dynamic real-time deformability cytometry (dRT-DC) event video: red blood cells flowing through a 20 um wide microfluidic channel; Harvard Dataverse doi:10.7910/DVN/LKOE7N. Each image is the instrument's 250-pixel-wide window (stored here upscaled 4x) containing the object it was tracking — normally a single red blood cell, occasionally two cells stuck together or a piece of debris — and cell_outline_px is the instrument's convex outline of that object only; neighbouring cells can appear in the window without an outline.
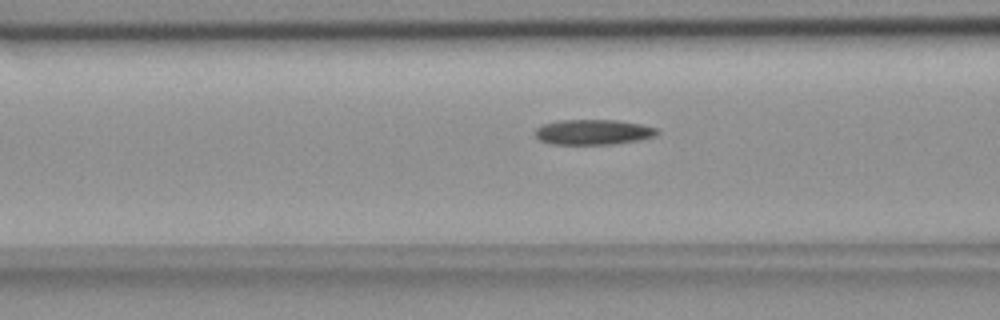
{"species": "common noctule bat (a hibernating species)", "species_latin": "Nyctalus noctula", "temperature_condition": "room temperature", "stored_images_in_passage": 55, "camera_frame_rate_fps": 3000, "um_per_image_px": 0.085, "animal": {"sex": "female", "body_mass_g": 18.4}, "frame": {"image": 1, "passage_image": 22, "time_ms": 7.0, "image_size_px": [1000, 320], "cell_outline_px": [[660, 132], [656, 136], [640, 140], [612, 144], [552, 144], [540, 140], [532, 132], [536, 128], [544, 124], [556, 120], [616, 120], [644, 124], [660, 128]], "centroid_in_image_um": [50.47, 11.22], "position_along_channel_um": 116.1, "area_um2": 18.26}}
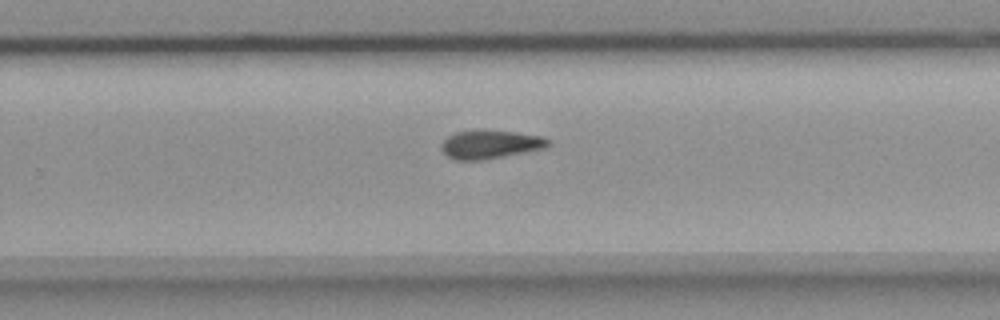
{"frame": {"image": 2, "passage_image": 36, "time_ms": 11.667, "image_size_px": [1000, 320], "cell_outline_px": [[552, 144], [548, 148], [488, 160], [456, 160], [448, 156], [440, 148], [440, 144], [448, 136], [456, 132], [512, 132], [544, 136], [552, 140]], "centroid_in_image_um": [41.77, 12.32], "position_along_channel_um": 288.0, "area_um2": 17.69}}
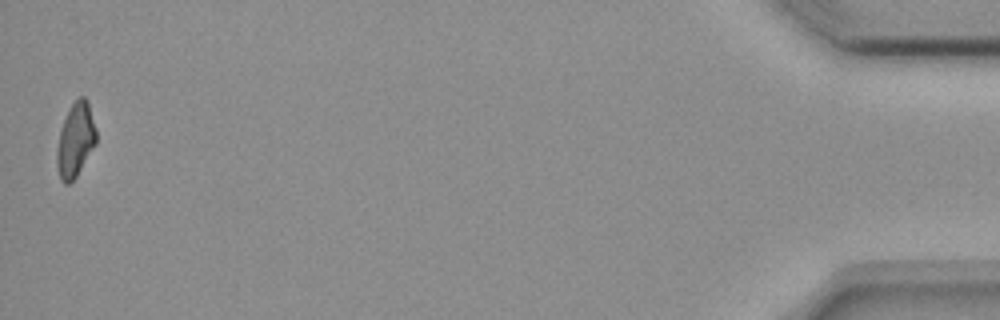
{"frame": {"image": 3, "passage_image": 55, "time_ms": 18.0, "image_size_px": [1000, 320], "cell_outline_px": [[96, 144], [76, 176], [68, 184], [64, 184], [60, 180], [56, 164], [56, 148], [60, 128], [72, 104], [80, 96], [84, 96], [88, 100], [96, 128]], "centroid_in_image_um": [6.4, 11.91], "position_along_channel_um": 428.8, "area_um2": 17.05}, "authors_computed_cell_mechanics": {"area_um2": 18.0336, "velocity_mm_per_s": 3.7008, "shape_relaxation_time_tau1_ms": null, "shape_relaxation_time_tau2_ms": 10.9562, "deformation_change_tau1": null, "deformation_change_tau2": 0.2134}}